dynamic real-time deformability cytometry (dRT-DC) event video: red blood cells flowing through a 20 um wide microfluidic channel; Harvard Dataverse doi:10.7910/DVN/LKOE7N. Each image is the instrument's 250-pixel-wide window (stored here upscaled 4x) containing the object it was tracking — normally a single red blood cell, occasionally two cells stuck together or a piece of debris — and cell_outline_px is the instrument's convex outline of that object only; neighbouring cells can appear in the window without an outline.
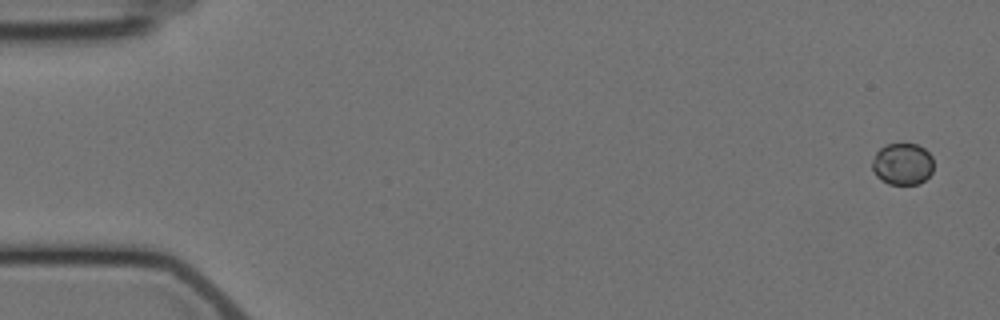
{"species": "Egyptian fruit bat (a non-hibernating species)", "species_latin": "Rousettus aegyptiacus", "temperature_condition": "cold", "stored_images_in_passage": 6, "camera_frame_rate_fps": 3000, "um_per_image_px": 0.085, "animal": {"sex": "female"}, "frame": {"image": 1, "passage_image": 1, "time_ms": 0.0, "image_size_px": [1000, 320], "cell_outline_px": [[932, 172], [920, 184], [888, 184], [880, 180], [876, 176], [872, 168], [872, 160], [876, 152], [884, 144], [916, 144], [924, 148], [932, 156]], "centroid_in_image_um": [76.69, 13.94], "position_along_channel_um": 8.3, "area_um2": 15.03}}
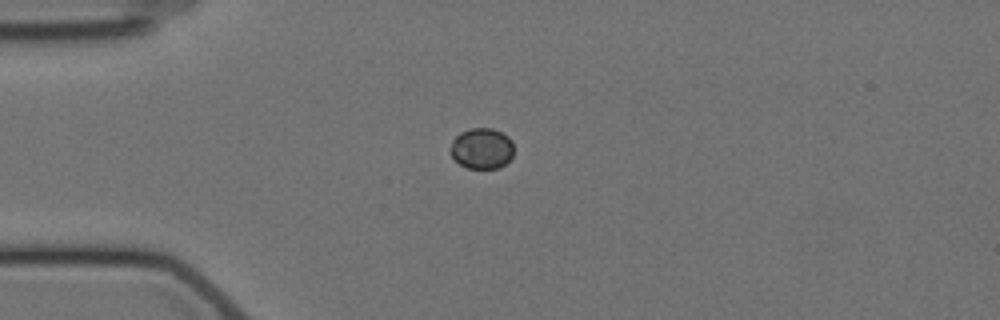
{"frame": {"image": 2, "passage_image": 4, "time_ms": 4.333, "image_size_px": [1000, 320], "cell_outline_px": [[512, 156], [500, 168], [468, 168], [460, 164], [448, 152], [452, 140], [460, 132], [472, 128], [492, 128], [508, 136], [512, 140]], "centroid_in_image_um": [40.92, 12.61], "position_along_channel_um": 44.1, "area_um2": 15.09}}